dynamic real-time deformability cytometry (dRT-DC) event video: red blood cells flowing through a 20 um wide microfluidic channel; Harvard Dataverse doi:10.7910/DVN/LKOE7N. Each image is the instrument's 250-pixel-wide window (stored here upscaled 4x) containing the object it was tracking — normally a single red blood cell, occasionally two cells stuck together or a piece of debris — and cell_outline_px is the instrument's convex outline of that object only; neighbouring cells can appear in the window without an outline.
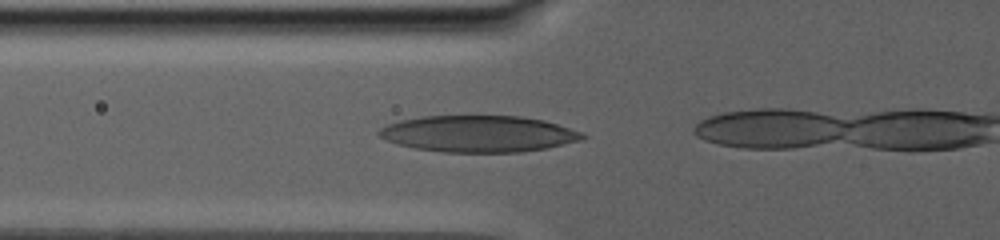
{"species": "human", "species_latin": "Homo sapiens", "temperature_condition": "warm", "stored_images_in_passage": 18, "camera_frame_rate_fps": 3000, "um_per_image_px": 0.085, "donor": {"sex": "male"}, "frame": {"image": 1, "passage_image": 16, "time_ms": 8.0, "image_size_px": [1000, 240], "cell_outline_px": [[588, 136], [580, 140], [548, 148], [520, 152], [444, 152], [416, 148], [384, 140], [376, 132], [380, 128], [388, 124], [400, 120], [420, 116], [520, 116], [544, 120], [584, 132]], "centroid_in_image_um": [40.69, 11.37], "position_along_channel_um": 85.1, "area_um2": 43.35}}